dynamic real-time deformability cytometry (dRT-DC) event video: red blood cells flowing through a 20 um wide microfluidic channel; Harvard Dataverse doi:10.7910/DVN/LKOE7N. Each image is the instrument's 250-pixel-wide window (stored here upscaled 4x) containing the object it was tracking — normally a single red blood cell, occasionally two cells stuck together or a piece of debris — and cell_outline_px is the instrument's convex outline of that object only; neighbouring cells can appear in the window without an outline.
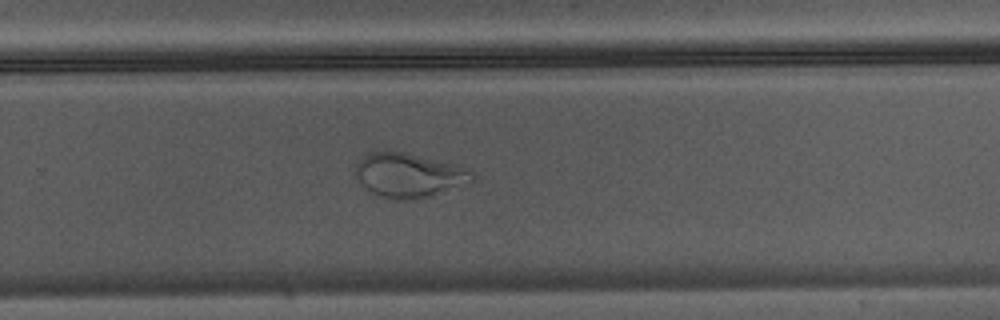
{"species": "Egyptian fruit bat (a non-hibernating species)", "species_latin": "Rousettus aegyptiacus", "temperature_condition": "warm", "stored_images_in_passage": 25, "camera_frame_rate_fps": 3000, "um_per_image_px": 0.085, "animal": {"sex": "male"}, "frame": {"image": 1, "passage_image": 18, "time_ms": 5.667, "image_size_px": [1000, 320], "cell_outline_px": [[476, 180], [432, 196], [420, 200], [396, 200], [380, 196], [364, 188], [356, 180], [356, 164], [368, 152], [376, 148], [404, 152], [456, 164], [472, 168], [476, 172]], "centroid_in_image_um": [34.78, 14.88], "position_along_channel_um": 295.0, "area_um2": 31.15}}